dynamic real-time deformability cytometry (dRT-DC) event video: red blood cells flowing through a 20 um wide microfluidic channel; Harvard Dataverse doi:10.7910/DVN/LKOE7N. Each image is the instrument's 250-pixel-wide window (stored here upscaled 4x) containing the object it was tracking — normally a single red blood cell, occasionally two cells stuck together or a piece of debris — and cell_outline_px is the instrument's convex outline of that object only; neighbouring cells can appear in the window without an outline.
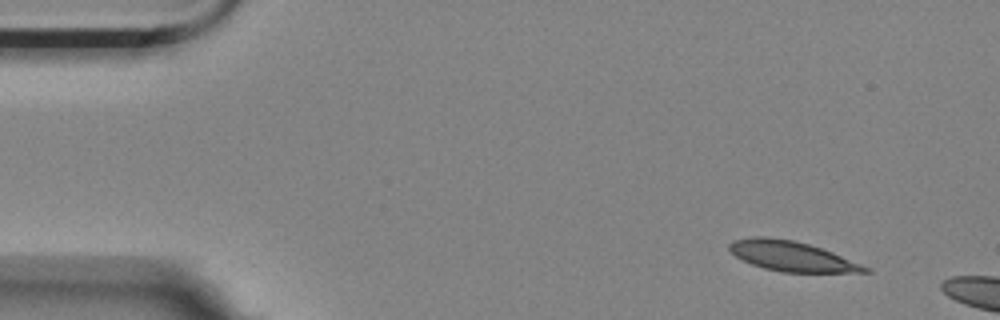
{"species": "Egyptian fruit bat (a non-hibernating species)", "species_latin": "Rousettus aegyptiacus", "temperature_condition": "room temperature", "stored_images_in_passage": 4, "camera_frame_rate_fps": 3000, "um_per_image_px": 0.085, "animal": {"sex": "female"}, "frame": {"image": 1, "passage_image": 2, "time_ms": 0.333, "image_size_px": [1000, 320], "cell_outline_px": [[872, 272], [780, 272], [764, 268], [752, 264], [736, 256], [728, 248], [728, 244], [732, 240], [752, 236], [768, 236], [792, 240], [808, 244], [832, 252], [872, 268]], "centroid_in_image_um": [67.29, 21.77], "position_along_channel_um": 17.7, "area_um2": 23.64}}